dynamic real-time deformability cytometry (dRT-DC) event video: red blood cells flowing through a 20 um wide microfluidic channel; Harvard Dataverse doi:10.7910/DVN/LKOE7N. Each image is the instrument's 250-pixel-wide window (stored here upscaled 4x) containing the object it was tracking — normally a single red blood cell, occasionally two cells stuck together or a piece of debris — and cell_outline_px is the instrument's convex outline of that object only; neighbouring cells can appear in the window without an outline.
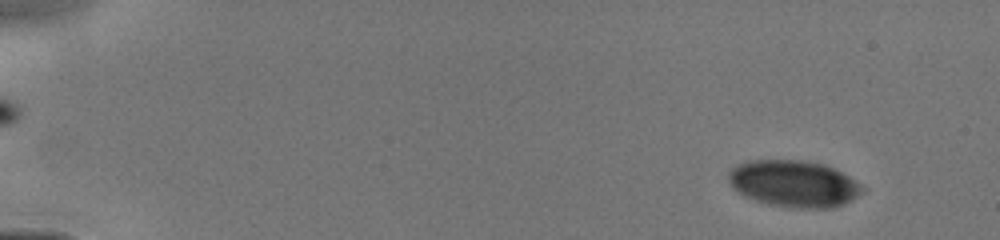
{"species": "human", "species_latin": "Homo sapiens", "temperature_condition": "cold", "stored_images_in_passage": 14, "camera_frame_rate_fps": 3000, "um_per_image_px": 0.085, "donor": {"sex": "male"}, "frame": {"image": 1, "passage_image": 4, "time_ms": 1.0, "image_size_px": [1000, 240], "cell_outline_px": [[868, 188], [864, 192], [852, 200], [844, 204], [832, 208], [788, 208], [756, 200], [744, 196], [732, 188], [728, 180], [728, 172], [736, 164], [744, 160], [800, 160], [824, 164], [848, 176]], "centroid_in_image_um": [67.48, 15.61], "position_along_channel_um": 17.5, "area_um2": 36.76}}
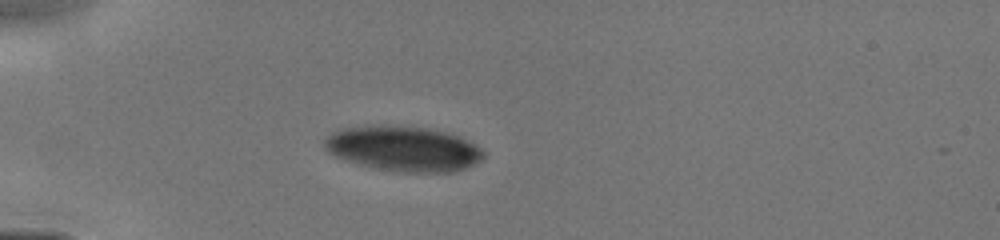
{"frame": {"image": 2, "passage_image": 11, "time_ms": 4.333, "image_size_px": [1000, 240], "cell_outline_px": [[484, 156], [480, 160], [464, 168], [452, 172], [400, 172], [376, 168], [356, 164], [344, 160], [328, 152], [324, 148], [324, 136], [340, 128], [372, 124], [384, 124], [428, 128], [444, 132], [456, 136], [476, 144], [484, 152]], "centroid_in_image_um": [34.2, 12.62], "position_along_channel_um": 50.8, "area_um2": 42.14}}
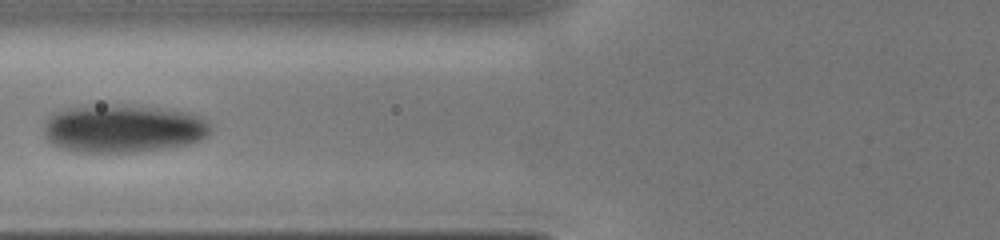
{"frame": {"image": 3, "passage_image": 14, "time_ms": 6.333, "image_size_px": [1000, 240], "cell_outline_px": [[216, 128], [208, 136], [200, 140], [188, 144], [164, 148], [132, 152], [80, 152], [56, 148], [48, 140], [44, 132], [44, 124], [48, 116], [64, 108], [124, 104], [164, 108], [188, 112], [204, 116]], "centroid_in_image_um": [10.53, 10.92], "position_along_channel_um": 115.3, "area_um2": 47.45}}